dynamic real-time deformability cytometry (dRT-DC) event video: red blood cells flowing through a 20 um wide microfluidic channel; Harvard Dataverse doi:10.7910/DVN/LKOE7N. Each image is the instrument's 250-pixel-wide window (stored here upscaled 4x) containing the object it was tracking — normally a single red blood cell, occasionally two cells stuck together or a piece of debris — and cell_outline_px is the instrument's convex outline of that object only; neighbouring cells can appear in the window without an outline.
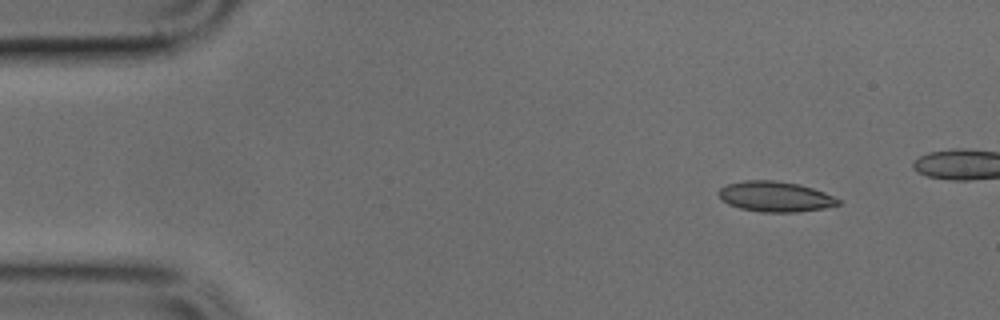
{"species": "common noctule bat (a hibernating species)", "species_latin": "Nyctalus noctula", "temperature_condition": "cold", "stored_images_in_passage": 5, "camera_frame_rate_fps": 3000, "um_per_image_px": 0.085, "animal": {"sex": "male", "body_mass_g": 17.9, "forearm_length_mm": 54.2}, "frame": {"image": 1, "passage_image": 1, "time_ms": 0.0, "image_size_px": [1000, 320], "cell_outline_px": [[840, 204], [824, 208], [796, 212], [760, 212], [740, 208], [728, 204], [716, 192], [720, 188], [728, 184], [744, 180], [776, 180], [800, 184], [824, 192], [840, 200]], "centroid_in_image_um": [65.88, 16.7], "position_along_channel_um": 19.1, "area_um2": 21.1}}